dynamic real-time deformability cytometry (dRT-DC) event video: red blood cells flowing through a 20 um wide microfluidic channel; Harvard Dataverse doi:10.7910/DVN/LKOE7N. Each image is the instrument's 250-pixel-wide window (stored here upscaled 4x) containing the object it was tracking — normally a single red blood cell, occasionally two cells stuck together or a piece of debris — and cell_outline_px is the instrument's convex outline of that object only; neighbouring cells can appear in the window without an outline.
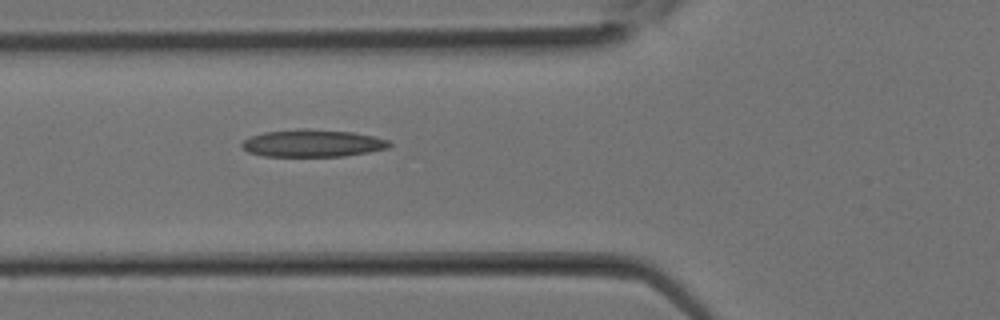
{"species": "Egyptian fruit bat (a non-hibernating species)", "species_latin": "Rousettus aegyptiacus", "temperature_condition": "room temperature", "stored_images_in_passage": 4, "camera_frame_rate_fps": 3000, "um_per_image_px": 0.085, "animal": {"sex": "female"}, "frame": {"image": 1, "passage_image": 4, "time_ms": 1.0, "image_size_px": [1000, 320], "cell_outline_px": [[392, 144], [388, 148], [368, 152], [344, 156], [264, 156], [248, 152], [240, 144], [244, 140], [252, 136], [264, 132], [300, 128], [304, 128], [352, 132], [372, 136], [388, 140]], "centroid_in_image_um": [26.56, 12.17], "position_along_channel_um": 99.2, "area_um2": 23.41}}